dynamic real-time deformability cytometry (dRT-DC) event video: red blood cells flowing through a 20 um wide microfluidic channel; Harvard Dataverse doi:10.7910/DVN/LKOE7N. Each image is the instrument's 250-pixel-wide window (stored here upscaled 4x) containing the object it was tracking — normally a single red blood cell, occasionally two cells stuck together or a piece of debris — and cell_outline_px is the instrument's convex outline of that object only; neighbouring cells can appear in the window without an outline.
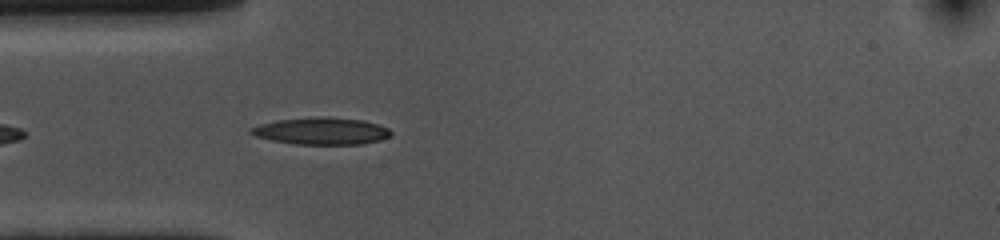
{"species": "common noctule bat (a hibernating species)", "species_latin": "Nyctalus noctula", "temperature_condition": "cold", "stored_images_in_passage": 21, "camera_frame_rate_fps": 3000, "um_per_image_px": 0.085, "animal": {"sex": "female", "body_mass_g": 10.0, "forearm_length_mm": 53.1}, "frame": {"image": 1, "passage_image": 4, "time_ms": 1.0, "image_size_px": [1000, 240], "cell_outline_px": [[392, 132], [388, 136], [380, 140], [364, 144], [296, 144], [272, 140], [256, 136], [248, 132], [252, 128], [260, 124], [276, 120], [324, 116], [328, 116], [364, 120], [388, 128]], "centroid_in_image_um": [27.33, 11.13], "position_along_channel_um": 57.7, "area_um2": 21.96}}
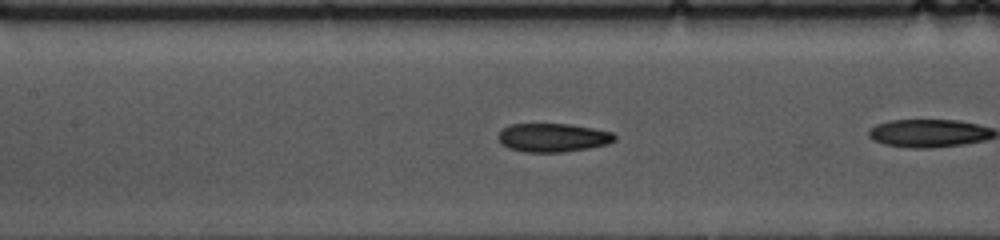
{"frame": {"image": 2, "passage_image": 10, "time_ms": 3.0, "image_size_px": [1000, 240], "cell_outline_px": [[616, 140], [608, 144], [588, 148], [564, 152], [524, 152], [508, 148], [500, 144], [500, 132], [504, 128], [512, 124], [568, 124], [592, 128], [612, 132], [616, 136]], "centroid_in_image_um": [47.02, 11.7], "position_along_channel_um": 160.4, "area_um2": 19.31}}